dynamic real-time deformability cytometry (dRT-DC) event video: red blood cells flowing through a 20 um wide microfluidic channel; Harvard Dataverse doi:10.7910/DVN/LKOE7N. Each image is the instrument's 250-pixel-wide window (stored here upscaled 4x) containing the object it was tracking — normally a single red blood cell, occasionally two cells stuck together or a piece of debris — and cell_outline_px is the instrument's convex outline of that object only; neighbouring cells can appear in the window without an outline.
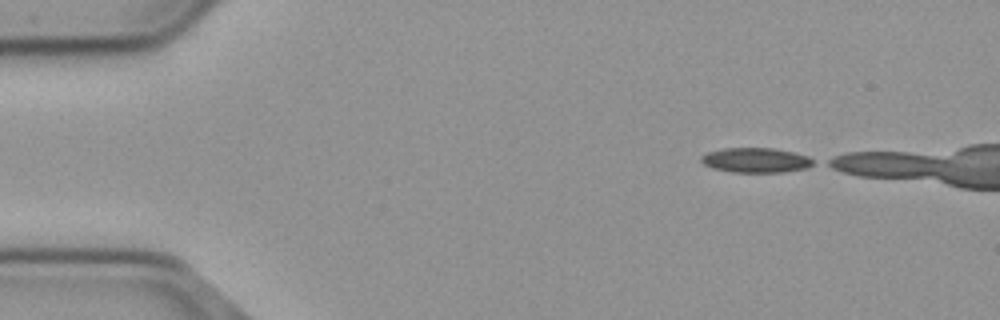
{"species": "common noctule bat (a hibernating species)", "species_latin": "Nyctalus noctula", "temperature_condition": "cold", "stored_images_in_passage": 8, "camera_frame_rate_fps": 3000, "um_per_image_px": 0.085, "animal": {"sex": "male", "body_mass_g": 23.1, "forearm_length_mm": 52.7}, "frame": {"image": 1, "passage_image": 1, "time_ms": 0.0, "image_size_px": [1000, 320], "cell_outline_px": [[816, 164], [808, 168], [784, 172], [732, 172], [712, 168], [704, 164], [700, 160], [700, 156], [708, 152], [724, 148], [772, 148], [792, 152], [808, 156], [816, 160]], "centroid_in_image_um": [64.28, 13.62], "position_along_channel_um": 20.7, "area_um2": 16.36}}